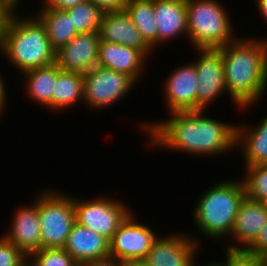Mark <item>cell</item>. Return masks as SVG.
I'll list each match as a JSON object with an SVG mask.
<instances>
[{
	"mask_svg": "<svg viewBox=\"0 0 267 266\" xmlns=\"http://www.w3.org/2000/svg\"><path fill=\"white\" fill-rule=\"evenodd\" d=\"M241 178L245 188V196L255 201L267 200V164L245 166Z\"/></svg>",
	"mask_w": 267,
	"mask_h": 266,
	"instance_id": "484cf974",
	"label": "cell"
},
{
	"mask_svg": "<svg viewBox=\"0 0 267 266\" xmlns=\"http://www.w3.org/2000/svg\"><path fill=\"white\" fill-rule=\"evenodd\" d=\"M44 189L34 197L38 204L41 248H64L76 222L73 196L54 188Z\"/></svg>",
	"mask_w": 267,
	"mask_h": 266,
	"instance_id": "8992f818",
	"label": "cell"
},
{
	"mask_svg": "<svg viewBox=\"0 0 267 266\" xmlns=\"http://www.w3.org/2000/svg\"><path fill=\"white\" fill-rule=\"evenodd\" d=\"M60 71L61 69L53 63L23 72L21 76L27 79L24 82L25 93L30 101L53 111V92Z\"/></svg>",
	"mask_w": 267,
	"mask_h": 266,
	"instance_id": "44dd1931",
	"label": "cell"
},
{
	"mask_svg": "<svg viewBox=\"0 0 267 266\" xmlns=\"http://www.w3.org/2000/svg\"><path fill=\"white\" fill-rule=\"evenodd\" d=\"M205 112H173L163 121L141 123L147 146L202 157H217L236 149L237 124L216 120Z\"/></svg>",
	"mask_w": 267,
	"mask_h": 266,
	"instance_id": "6da1fadb",
	"label": "cell"
},
{
	"mask_svg": "<svg viewBox=\"0 0 267 266\" xmlns=\"http://www.w3.org/2000/svg\"><path fill=\"white\" fill-rule=\"evenodd\" d=\"M84 1L86 0H42L39 3L43 4L41 9L67 10Z\"/></svg>",
	"mask_w": 267,
	"mask_h": 266,
	"instance_id": "1f68e13d",
	"label": "cell"
},
{
	"mask_svg": "<svg viewBox=\"0 0 267 266\" xmlns=\"http://www.w3.org/2000/svg\"><path fill=\"white\" fill-rule=\"evenodd\" d=\"M261 266H267V250L259 254Z\"/></svg>",
	"mask_w": 267,
	"mask_h": 266,
	"instance_id": "74e56055",
	"label": "cell"
},
{
	"mask_svg": "<svg viewBox=\"0 0 267 266\" xmlns=\"http://www.w3.org/2000/svg\"><path fill=\"white\" fill-rule=\"evenodd\" d=\"M99 7L103 12L121 11L125 9L127 0H89Z\"/></svg>",
	"mask_w": 267,
	"mask_h": 266,
	"instance_id": "d6a6232c",
	"label": "cell"
},
{
	"mask_svg": "<svg viewBox=\"0 0 267 266\" xmlns=\"http://www.w3.org/2000/svg\"><path fill=\"white\" fill-rule=\"evenodd\" d=\"M198 91L197 110H209L215 100L227 93L222 53L218 49H195ZM217 98V99H216Z\"/></svg>",
	"mask_w": 267,
	"mask_h": 266,
	"instance_id": "30bf717a",
	"label": "cell"
},
{
	"mask_svg": "<svg viewBox=\"0 0 267 266\" xmlns=\"http://www.w3.org/2000/svg\"><path fill=\"white\" fill-rule=\"evenodd\" d=\"M19 14L16 10L8 21L0 55L21 75L28 70L55 63L56 51L41 22L33 14L23 17Z\"/></svg>",
	"mask_w": 267,
	"mask_h": 266,
	"instance_id": "3957f363",
	"label": "cell"
},
{
	"mask_svg": "<svg viewBox=\"0 0 267 266\" xmlns=\"http://www.w3.org/2000/svg\"><path fill=\"white\" fill-rule=\"evenodd\" d=\"M26 206L14 210L11 225L2 235L27 257L41 249V227L38 216V204L32 201Z\"/></svg>",
	"mask_w": 267,
	"mask_h": 266,
	"instance_id": "9a60e30c",
	"label": "cell"
},
{
	"mask_svg": "<svg viewBox=\"0 0 267 266\" xmlns=\"http://www.w3.org/2000/svg\"><path fill=\"white\" fill-rule=\"evenodd\" d=\"M28 258L35 266H79L64 248H41L32 252Z\"/></svg>",
	"mask_w": 267,
	"mask_h": 266,
	"instance_id": "4316f807",
	"label": "cell"
},
{
	"mask_svg": "<svg viewBox=\"0 0 267 266\" xmlns=\"http://www.w3.org/2000/svg\"><path fill=\"white\" fill-rule=\"evenodd\" d=\"M73 196L76 223L90 228L109 241L118 230L119 225L132 212L126 202L99 196L85 199Z\"/></svg>",
	"mask_w": 267,
	"mask_h": 266,
	"instance_id": "52a82bcc",
	"label": "cell"
},
{
	"mask_svg": "<svg viewBox=\"0 0 267 266\" xmlns=\"http://www.w3.org/2000/svg\"><path fill=\"white\" fill-rule=\"evenodd\" d=\"M258 9V13L262 17V20L267 24V0H255Z\"/></svg>",
	"mask_w": 267,
	"mask_h": 266,
	"instance_id": "d590c367",
	"label": "cell"
},
{
	"mask_svg": "<svg viewBox=\"0 0 267 266\" xmlns=\"http://www.w3.org/2000/svg\"><path fill=\"white\" fill-rule=\"evenodd\" d=\"M103 41L114 42L140 50L148 59L153 51L142 39L126 10L104 12L99 28Z\"/></svg>",
	"mask_w": 267,
	"mask_h": 266,
	"instance_id": "e0dca14e",
	"label": "cell"
},
{
	"mask_svg": "<svg viewBox=\"0 0 267 266\" xmlns=\"http://www.w3.org/2000/svg\"><path fill=\"white\" fill-rule=\"evenodd\" d=\"M265 250H267V223L260 230L255 240L245 249L247 253L253 255H259Z\"/></svg>",
	"mask_w": 267,
	"mask_h": 266,
	"instance_id": "f546056e",
	"label": "cell"
},
{
	"mask_svg": "<svg viewBox=\"0 0 267 266\" xmlns=\"http://www.w3.org/2000/svg\"><path fill=\"white\" fill-rule=\"evenodd\" d=\"M261 119L257 126L244 123L236 126V148L241 149L244 166L267 164V116Z\"/></svg>",
	"mask_w": 267,
	"mask_h": 266,
	"instance_id": "ffe728a7",
	"label": "cell"
},
{
	"mask_svg": "<svg viewBox=\"0 0 267 266\" xmlns=\"http://www.w3.org/2000/svg\"><path fill=\"white\" fill-rule=\"evenodd\" d=\"M136 84L124 73L96 66L84 74V106L92 111L108 108L124 99Z\"/></svg>",
	"mask_w": 267,
	"mask_h": 266,
	"instance_id": "ba28073f",
	"label": "cell"
},
{
	"mask_svg": "<svg viewBox=\"0 0 267 266\" xmlns=\"http://www.w3.org/2000/svg\"><path fill=\"white\" fill-rule=\"evenodd\" d=\"M16 9L6 0H0V45L11 15Z\"/></svg>",
	"mask_w": 267,
	"mask_h": 266,
	"instance_id": "4dcf8cb0",
	"label": "cell"
},
{
	"mask_svg": "<svg viewBox=\"0 0 267 266\" xmlns=\"http://www.w3.org/2000/svg\"><path fill=\"white\" fill-rule=\"evenodd\" d=\"M157 23V48L176 38L188 39L186 0H154Z\"/></svg>",
	"mask_w": 267,
	"mask_h": 266,
	"instance_id": "ac0fdd59",
	"label": "cell"
},
{
	"mask_svg": "<svg viewBox=\"0 0 267 266\" xmlns=\"http://www.w3.org/2000/svg\"><path fill=\"white\" fill-rule=\"evenodd\" d=\"M198 263L199 262L197 261V263H195L193 266H216L212 261L211 262H207L204 265H201V264L198 265Z\"/></svg>",
	"mask_w": 267,
	"mask_h": 266,
	"instance_id": "60d3db41",
	"label": "cell"
},
{
	"mask_svg": "<svg viewBox=\"0 0 267 266\" xmlns=\"http://www.w3.org/2000/svg\"><path fill=\"white\" fill-rule=\"evenodd\" d=\"M99 31L77 34L56 51L55 64L63 71L85 74L97 66Z\"/></svg>",
	"mask_w": 267,
	"mask_h": 266,
	"instance_id": "4fadbf2b",
	"label": "cell"
},
{
	"mask_svg": "<svg viewBox=\"0 0 267 266\" xmlns=\"http://www.w3.org/2000/svg\"><path fill=\"white\" fill-rule=\"evenodd\" d=\"M198 81L193 62L176 67L163 81V99L167 111L186 112L197 110Z\"/></svg>",
	"mask_w": 267,
	"mask_h": 266,
	"instance_id": "7c38bea8",
	"label": "cell"
},
{
	"mask_svg": "<svg viewBox=\"0 0 267 266\" xmlns=\"http://www.w3.org/2000/svg\"><path fill=\"white\" fill-rule=\"evenodd\" d=\"M133 213L132 210L110 240V257L122 263L145 259L160 237L149 226L137 222Z\"/></svg>",
	"mask_w": 267,
	"mask_h": 266,
	"instance_id": "9c48e42d",
	"label": "cell"
},
{
	"mask_svg": "<svg viewBox=\"0 0 267 266\" xmlns=\"http://www.w3.org/2000/svg\"><path fill=\"white\" fill-rule=\"evenodd\" d=\"M146 62L148 58L136 48L100 41L97 66L124 73L138 83L146 72Z\"/></svg>",
	"mask_w": 267,
	"mask_h": 266,
	"instance_id": "2e32d148",
	"label": "cell"
},
{
	"mask_svg": "<svg viewBox=\"0 0 267 266\" xmlns=\"http://www.w3.org/2000/svg\"><path fill=\"white\" fill-rule=\"evenodd\" d=\"M20 266H35V265L29 258H27Z\"/></svg>",
	"mask_w": 267,
	"mask_h": 266,
	"instance_id": "ab89813d",
	"label": "cell"
},
{
	"mask_svg": "<svg viewBox=\"0 0 267 266\" xmlns=\"http://www.w3.org/2000/svg\"><path fill=\"white\" fill-rule=\"evenodd\" d=\"M122 266H148V264L144 259H141L123 262Z\"/></svg>",
	"mask_w": 267,
	"mask_h": 266,
	"instance_id": "8d00e7d4",
	"label": "cell"
},
{
	"mask_svg": "<svg viewBox=\"0 0 267 266\" xmlns=\"http://www.w3.org/2000/svg\"><path fill=\"white\" fill-rule=\"evenodd\" d=\"M79 266H122V262L112 257H108L100 260L88 261L80 264Z\"/></svg>",
	"mask_w": 267,
	"mask_h": 266,
	"instance_id": "836d02e7",
	"label": "cell"
},
{
	"mask_svg": "<svg viewBox=\"0 0 267 266\" xmlns=\"http://www.w3.org/2000/svg\"><path fill=\"white\" fill-rule=\"evenodd\" d=\"M244 197L245 188L240 178L224 179L208 187L193 205V224L197 231L207 239L225 241L232 233Z\"/></svg>",
	"mask_w": 267,
	"mask_h": 266,
	"instance_id": "277c9868",
	"label": "cell"
},
{
	"mask_svg": "<svg viewBox=\"0 0 267 266\" xmlns=\"http://www.w3.org/2000/svg\"><path fill=\"white\" fill-rule=\"evenodd\" d=\"M242 38L218 50L222 53L227 95L236 109L246 111L264 97L267 89V38Z\"/></svg>",
	"mask_w": 267,
	"mask_h": 266,
	"instance_id": "7a4b0ae2",
	"label": "cell"
},
{
	"mask_svg": "<svg viewBox=\"0 0 267 266\" xmlns=\"http://www.w3.org/2000/svg\"><path fill=\"white\" fill-rule=\"evenodd\" d=\"M220 0H186L188 41L193 49H219L235 40L229 10Z\"/></svg>",
	"mask_w": 267,
	"mask_h": 266,
	"instance_id": "5b68a950",
	"label": "cell"
},
{
	"mask_svg": "<svg viewBox=\"0 0 267 266\" xmlns=\"http://www.w3.org/2000/svg\"><path fill=\"white\" fill-rule=\"evenodd\" d=\"M64 249L79 265L110 257V241L76 222L68 235Z\"/></svg>",
	"mask_w": 267,
	"mask_h": 266,
	"instance_id": "d6986e66",
	"label": "cell"
},
{
	"mask_svg": "<svg viewBox=\"0 0 267 266\" xmlns=\"http://www.w3.org/2000/svg\"><path fill=\"white\" fill-rule=\"evenodd\" d=\"M8 3H10L16 10H19L18 8L21 7L19 6L22 2V0H6Z\"/></svg>",
	"mask_w": 267,
	"mask_h": 266,
	"instance_id": "f35d334b",
	"label": "cell"
},
{
	"mask_svg": "<svg viewBox=\"0 0 267 266\" xmlns=\"http://www.w3.org/2000/svg\"><path fill=\"white\" fill-rule=\"evenodd\" d=\"M33 14L44 26L52 48L57 51L69 43L78 33L65 10L40 9Z\"/></svg>",
	"mask_w": 267,
	"mask_h": 266,
	"instance_id": "7402d4cb",
	"label": "cell"
},
{
	"mask_svg": "<svg viewBox=\"0 0 267 266\" xmlns=\"http://www.w3.org/2000/svg\"><path fill=\"white\" fill-rule=\"evenodd\" d=\"M125 10L145 43L152 50H156L157 23L154 15V0H127Z\"/></svg>",
	"mask_w": 267,
	"mask_h": 266,
	"instance_id": "cb8c5ba5",
	"label": "cell"
},
{
	"mask_svg": "<svg viewBox=\"0 0 267 266\" xmlns=\"http://www.w3.org/2000/svg\"><path fill=\"white\" fill-rule=\"evenodd\" d=\"M84 100V75L61 70L55 81L53 110H68ZM78 102V103H77ZM76 103V104H75Z\"/></svg>",
	"mask_w": 267,
	"mask_h": 266,
	"instance_id": "603a6c76",
	"label": "cell"
},
{
	"mask_svg": "<svg viewBox=\"0 0 267 266\" xmlns=\"http://www.w3.org/2000/svg\"><path fill=\"white\" fill-rule=\"evenodd\" d=\"M65 11L71 17L78 34L99 31L104 12L93 2L86 0Z\"/></svg>",
	"mask_w": 267,
	"mask_h": 266,
	"instance_id": "d4e9b609",
	"label": "cell"
},
{
	"mask_svg": "<svg viewBox=\"0 0 267 266\" xmlns=\"http://www.w3.org/2000/svg\"><path fill=\"white\" fill-rule=\"evenodd\" d=\"M178 232L159 237L144 259L148 266H193L196 263L200 239L186 231Z\"/></svg>",
	"mask_w": 267,
	"mask_h": 266,
	"instance_id": "8fae6325",
	"label": "cell"
},
{
	"mask_svg": "<svg viewBox=\"0 0 267 266\" xmlns=\"http://www.w3.org/2000/svg\"><path fill=\"white\" fill-rule=\"evenodd\" d=\"M223 250L225 260L212 261L216 266H261L259 255L249 254L245 250Z\"/></svg>",
	"mask_w": 267,
	"mask_h": 266,
	"instance_id": "83f0119b",
	"label": "cell"
},
{
	"mask_svg": "<svg viewBox=\"0 0 267 266\" xmlns=\"http://www.w3.org/2000/svg\"><path fill=\"white\" fill-rule=\"evenodd\" d=\"M28 257L4 236H0V266H20Z\"/></svg>",
	"mask_w": 267,
	"mask_h": 266,
	"instance_id": "f1b7e54d",
	"label": "cell"
},
{
	"mask_svg": "<svg viewBox=\"0 0 267 266\" xmlns=\"http://www.w3.org/2000/svg\"><path fill=\"white\" fill-rule=\"evenodd\" d=\"M2 74V73H0ZM5 79L3 80L2 75L0 76V115L2 116V114L4 113V110L6 111V107H7V89H6V84L4 83Z\"/></svg>",
	"mask_w": 267,
	"mask_h": 266,
	"instance_id": "e575fe53",
	"label": "cell"
},
{
	"mask_svg": "<svg viewBox=\"0 0 267 266\" xmlns=\"http://www.w3.org/2000/svg\"><path fill=\"white\" fill-rule=\"evenodd\" d=\"M264 203H265V206H266V208H267V200H265Z\"/></svg>",
	"mask_w": 267,
	"mask_h": 266,
	"instance_id": "b9f144b4",
	"label": "cell"
},
{
	"mask_svg": "<svg viewBox=\"0 0 267 266\" xmlns=\"http://www.w3.org/2000/svg\"><path fill=\"white\" fill-rule=\"evenodd\" d=\"M267 223V208L264 202L246 196L241 201L231 235L223 246L228 250H245ZM232 239V240H230ZM233 239L235 241H233ZM227 241V242H226ZM230 241H232L230 243Z\"/></svg>",
	"mask_w": 267,
	"mask_h": 266,
	"instance_id": "5bb4252c",
	"label": "cell"
}]
</instances>
